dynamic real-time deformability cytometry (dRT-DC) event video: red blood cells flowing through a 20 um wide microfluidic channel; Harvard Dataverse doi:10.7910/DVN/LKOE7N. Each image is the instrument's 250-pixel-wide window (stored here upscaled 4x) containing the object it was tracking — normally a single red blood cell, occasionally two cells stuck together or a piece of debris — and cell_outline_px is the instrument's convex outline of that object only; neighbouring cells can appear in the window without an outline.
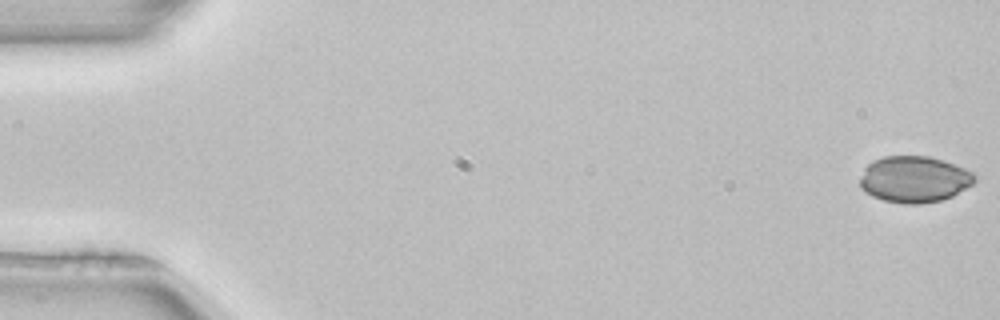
{"species": "common noctule bat (a hibernating species)", "species_latin": "Nyctalus noctula", "temperature_condition": "room temperature", "stored_images_in_passage": 52, "camera_frame_rate_fps": 3000, "um_per_image_px": 0.085, "animal": {"sex": "female", "body_mass_g": 22.7, "forearm_length_mm": 54.2}, "frame": {"image": 1, "passage_image": 1, "time_ms": 0.0, "image_size_px": [1000, 320], "cell_outline_px": [[976, 180], [972, 184], [952, 196], [940, 200], [916, 204], [904, 204], [884, 200], [872, 196], [864, 192], [860, 188], [860, 180], [864, 168], [872, 160], [884, 156], [928, 156], [944, 160], [964, 168], [972, 172], [976, 176]], "centroid_in_image_um": [77.69, 15.23], "position_along_channel_um": 7.3, "area_um2": 31.04}}
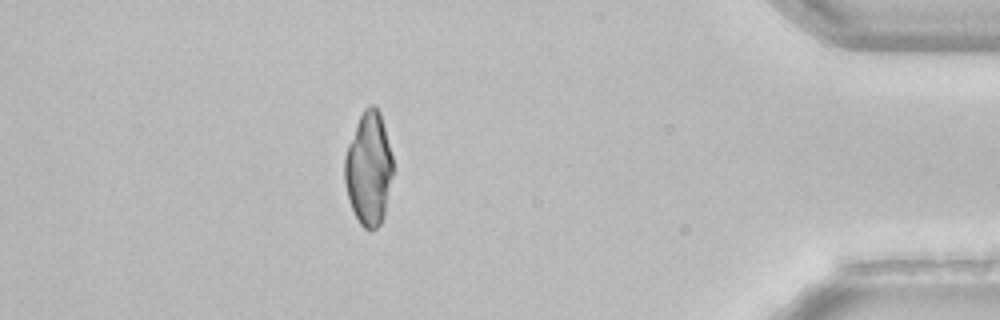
{"frame": {"image": 2, "passage_image": 46, "time_ms": 15.0, "image_size_px": [1000, 320], "cell_outline_px": [[392, 176], [384, 216], [380, 224], [372, 232], [364, 228], [360, 224], [348, 200], [344, 180], [344, 156], [348, 144], [356, 124], [364, 108], [368, 104], [372, 104], [380, 112], [392, 156]], "centroid_in_image_um": [31.32, 14.36], "position_along_channel_um": 403.9, "area_um2": 31.85}}